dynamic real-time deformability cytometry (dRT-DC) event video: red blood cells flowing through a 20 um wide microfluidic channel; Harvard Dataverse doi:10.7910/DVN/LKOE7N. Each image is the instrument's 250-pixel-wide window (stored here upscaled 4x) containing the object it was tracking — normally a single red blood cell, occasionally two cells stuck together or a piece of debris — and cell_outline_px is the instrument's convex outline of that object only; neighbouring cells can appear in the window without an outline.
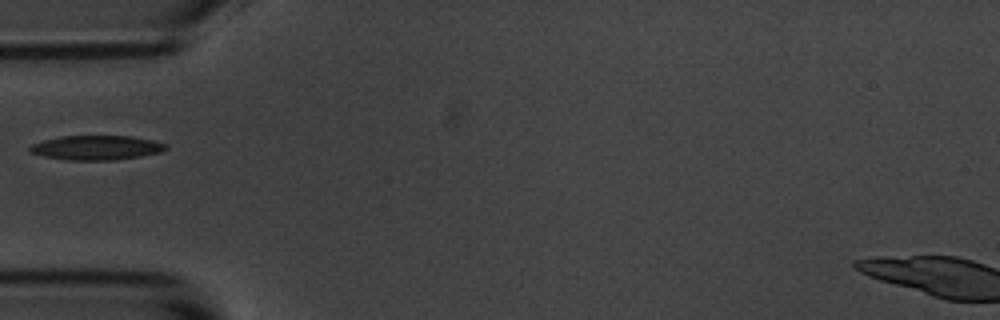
{"species": "common noctule bat (a hibernating species)", "species_latin": "Nyctalus noctula", "temperature_condition": "room temperature", "stored_images_in_passage": 2, "camera_frame_rate_fps": 3000, "um_per_image_px": 0.085, "animal": {"sex": "male", "body_mass_g": 20.1, "forearm_length_mm": 53.5}, "frame": {"image": 1, "passage_image": 2, "time_ms": 1.0, "image_size_px": [1000, 320], "cell_outline_px": [[168, 148], [160, 152], [140, 156], [112, 160], [72, 160], [44, 156], [28, 152], [28, 148], [32, 144], [44, 140], [60, 136], [132, 136], [152, 140], [168, 144]], "centroid_in_image_um": [8.19, 12.54], "position_along_channel_um": 76.8, "area_um2": 19.31}}